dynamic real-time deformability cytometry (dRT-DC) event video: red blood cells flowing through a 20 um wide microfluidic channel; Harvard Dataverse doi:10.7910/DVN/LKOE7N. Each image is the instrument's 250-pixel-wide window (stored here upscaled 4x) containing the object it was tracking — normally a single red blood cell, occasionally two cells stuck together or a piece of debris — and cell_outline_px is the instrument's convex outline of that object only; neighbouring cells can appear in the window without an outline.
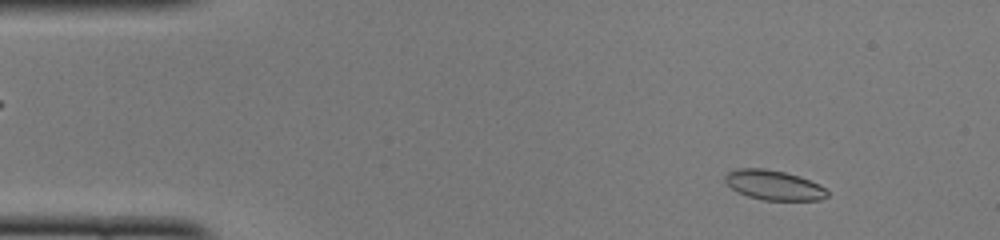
{"species": "common noctule bat (a hibernating species)", "species_latin": "Nyctalus noctula", "temperature_condition": "cold", "stored_images_in_passage": 49, "camera_frame_rate_fps": 3000, "um_per_image_px": 0.085, "animal": {"sex": "female", "body_mass_g": 22.0, "forearm_length_mm": 56.7}, "frame": {"image": 1, "passage_image": 5, "time_ms": 1.333, "image_size_px": [1000, 240], "cell_outline_px": [[828, 196], [820, 200], [764, 200], [748, 196], [736, 192], [724, 180], [724, 176], [728, 172], [736, 168], [764, 168], [784, 172], [800, 176], [820, 184], [828, 192]], "centroid_in_image_um": [65.77, 15.73], "position_along_channel_um": 19.2, "area_um2": 17.8}}
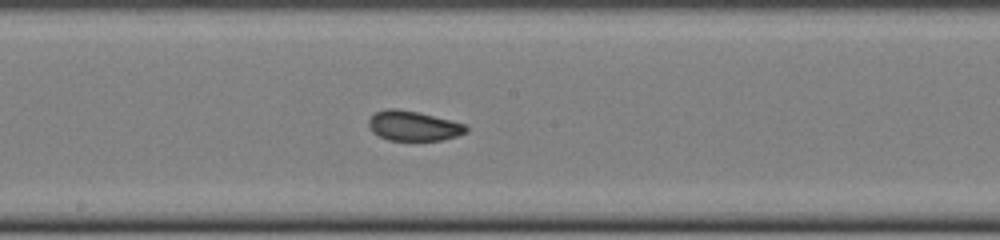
{"frame": {"image": 2, "passage_image": 26, "time_ms": 8.333, "image_size_px": [1000, 240], "cell_outline_px": [[468, 132], [456, 136], [440, 140], [388, 140], [372, 132], [368, 124], [368, 120], [376, 112], [388, 108], [396, 108], [416, 112], [464, 124], [468, 128]], "centroid_in_image_um": [35.11, 10.7], "position_along_channel_um": 213.1, "area_um2": 16.65}}
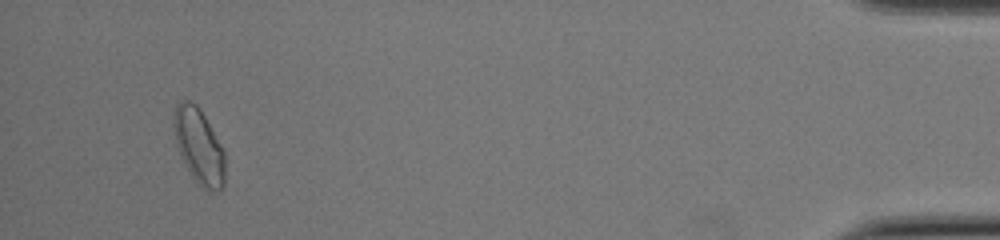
{"frame": {"image": 3, "passage_image": 47, "time_ms": 15.333, "image_size_px": [1000, 240], "cell_outline_px": [[224, 188], [208, 192], [192, 176], [180, 156], [176, 144], [172, 124], [176, 104], [180, 100], [188, 100], [196, 104], [200, 108], [220, 144], [224, 152]], "centroid_in_image_um": [16.88, 12.4], "position_along_channel_um": 418.3, "area_um2": 22.37}, "authors_computed_cell_mechanics": {"area_um2": 17.5712, "velocity_mm_per_s": 3.9766, "shape_relaxation_time_tau1_ms": null, "shape_relaxation_time_tau2_ms": 1.6867, "deformation_change_tau1": null, "deformation_change_tau2": 0.0574}}